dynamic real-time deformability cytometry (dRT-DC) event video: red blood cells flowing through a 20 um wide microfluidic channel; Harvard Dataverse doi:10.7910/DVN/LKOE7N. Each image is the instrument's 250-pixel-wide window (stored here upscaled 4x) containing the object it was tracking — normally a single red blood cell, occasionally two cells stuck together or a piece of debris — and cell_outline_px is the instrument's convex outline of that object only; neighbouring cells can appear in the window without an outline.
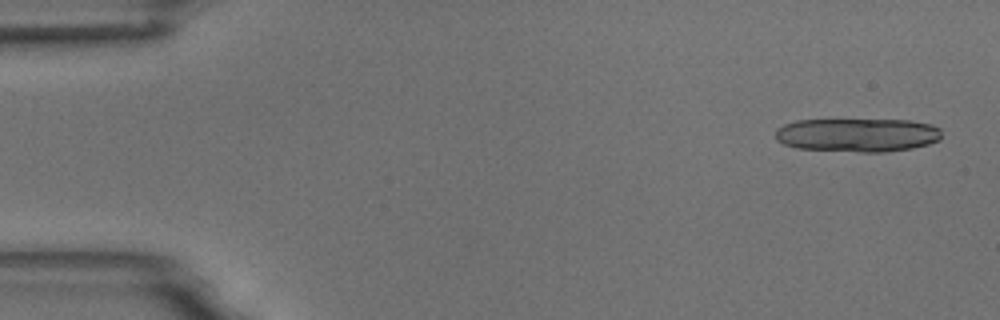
{"species": "common noctule bat (a hibernating species)", "species_latin": "Nyctalus noctula", "temperature_condition": "room temperature", "stored_images_in_passage": 6, "camera_frame_rate_fps": 3000, "um_per_image_px": 0.085, "animal": {"sex": "male", "body_mass_g": 18.8}, "frame": {"image": 1, "passage_image": 1, "time_ms": 0.0, "image_size_px": [1000, 320], "cell_outline_px": [[940, 140], [928, 144], [912, 148], [884, 152], [860, 152], [796, 148], [784, 144], [776, 140], [776, 128], [784, 124], [796, 120], [908, 120], [932, 124], [940, 128]], "centroid_in_image_um": [72.88, 11.47], "position_along_channel_um": 12.1, "area_um2": 32.71}}